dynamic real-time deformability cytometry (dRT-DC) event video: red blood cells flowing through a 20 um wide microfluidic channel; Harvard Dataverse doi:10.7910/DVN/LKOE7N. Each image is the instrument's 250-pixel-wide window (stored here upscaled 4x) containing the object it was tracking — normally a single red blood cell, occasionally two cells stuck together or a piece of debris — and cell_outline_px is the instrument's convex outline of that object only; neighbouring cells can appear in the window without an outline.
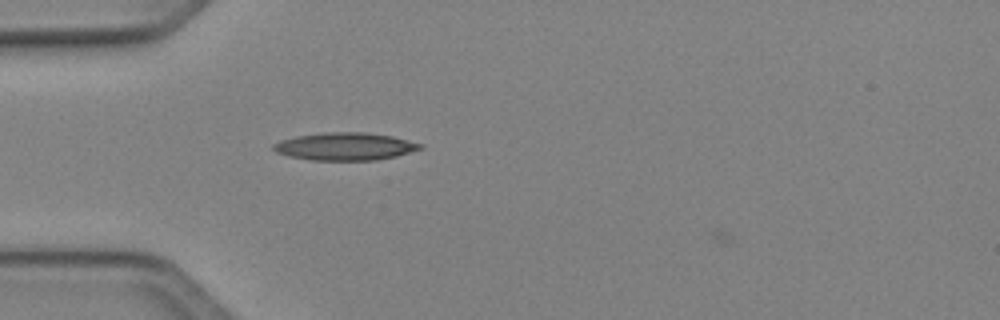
{"species": "Egyptian fruit bat (a non-hibernating species)", "species_latin": "Rousettus aegyptiacus", "temperature_condition": "cold", "stored_images_in_passage": 36, "camera_frame_rate_fps": 3000, "um_per_image_px": 0.085, "animal": {"sex": "female"}, "frame": {"image": 1, "passage_image": 1, "time_ms": 0.0, "image_size_px": [1000, 320], "cell_outline_px": [[424, 148], [396, 156], [376, 160], [312, 160], [288, 156], [276, 152], [272, 148], [272, 144], [280, 140], [296, 136], [324, 132], [364, 132], [392, 136], [424, 144]], "centroid_in_image_um": [29.33, 12.44], "position_along_channel_um": 55.7, "area_um2": 23.76}}
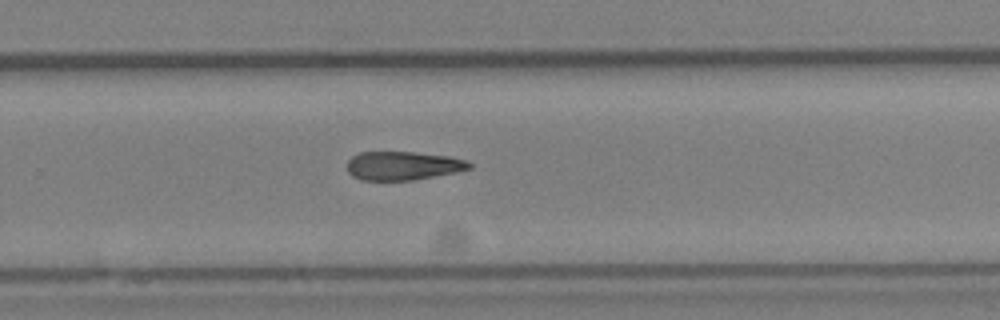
{"frame": {"image": 2, "passage_image": 19, "time_ms": 6.0, "image_size_px": [1000, 320], "cell_outline_px": [[472, 168], [456, 172], [412, 180], [360, 180], [352, 176], [348, 172], [348, 160], [352, 156], [360, 152], [412, 152], [448, 156], [468, 160], [472, 164]], "centroid_in_image_um": [34.26, 14.08], "position_along_channel_um": 295.5, "area_um2": 20.4}}
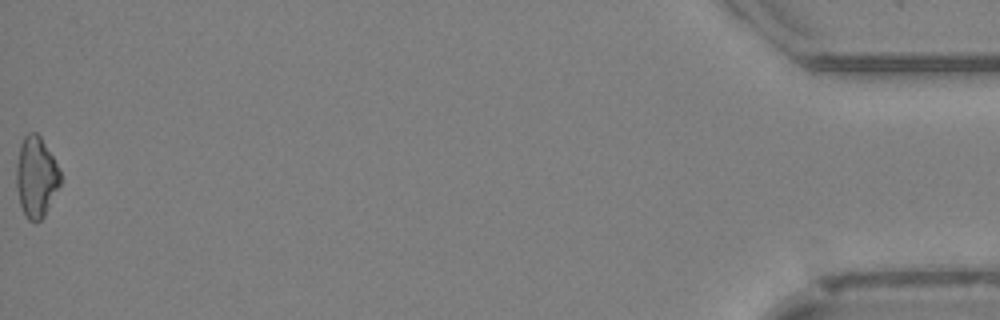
{"frame": {"image": 3, "passage_image": 36, "time_ms": 11.667, "image_size_px": [1000, 320], "cell_outline_px": [[60, 184], [44, 216], [36, 224], [28, 220], [20, 204], [16, 188], [16, 164], [20, 144], [24, 136], [28, 132], [36, 132], [40, 136], [52, 156], [60, 172]], "centroid_in_image_um": [3.04, 15.05], "position_along_channel_um": 432.2, "area_um2": 20.58}, "authors_computed_cell_mechanics": {"area_um2": 21.2704, "velocity_mm_per_s": 4.1265, "shape_relaxation_time_tau1_ms": 7.8116, "shape_relaxation_time_tau2_ms": null, "deformation_change_tau1": 0.1936, "deformation_change_tau2": null}}